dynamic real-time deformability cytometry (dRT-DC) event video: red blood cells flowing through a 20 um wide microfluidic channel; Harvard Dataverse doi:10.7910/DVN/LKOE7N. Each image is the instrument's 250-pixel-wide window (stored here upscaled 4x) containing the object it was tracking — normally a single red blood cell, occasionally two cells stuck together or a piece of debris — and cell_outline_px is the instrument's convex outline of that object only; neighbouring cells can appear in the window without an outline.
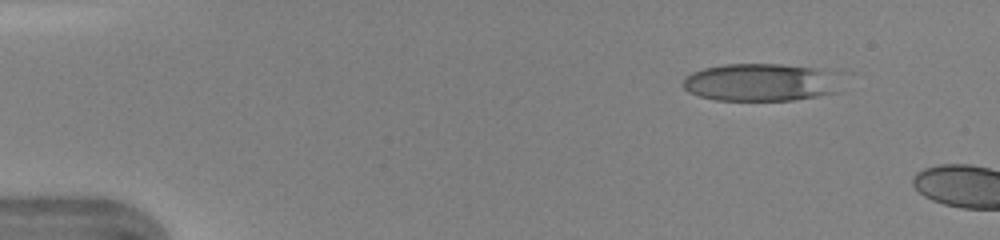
{"species": "human", "species_latin": "Homo sapiens", "temperature_condition": "warm", "stored_images_in_passage": 4, "camera_frame_rate_fps": 3000, "um_per_image_px": 0.085, "donor": {"sex": "female"}, "frame": {"image": 1, "passage_image": 1, "time_ms": 0.0, "image_size_px": [1000, 240], "cell_outline_px": [[852, 72], [840, 92], [792, 100], [716, 100], [700, 96], [688, 92], [680, 84], [684, 76], [692, 72], [704, 68], [724, 64], [780, 64], [844, 68]], "centroid_in_image_um": [65.01, 6.95], "position_along_channel_um": 20.0, "area_um2": 37.22}}